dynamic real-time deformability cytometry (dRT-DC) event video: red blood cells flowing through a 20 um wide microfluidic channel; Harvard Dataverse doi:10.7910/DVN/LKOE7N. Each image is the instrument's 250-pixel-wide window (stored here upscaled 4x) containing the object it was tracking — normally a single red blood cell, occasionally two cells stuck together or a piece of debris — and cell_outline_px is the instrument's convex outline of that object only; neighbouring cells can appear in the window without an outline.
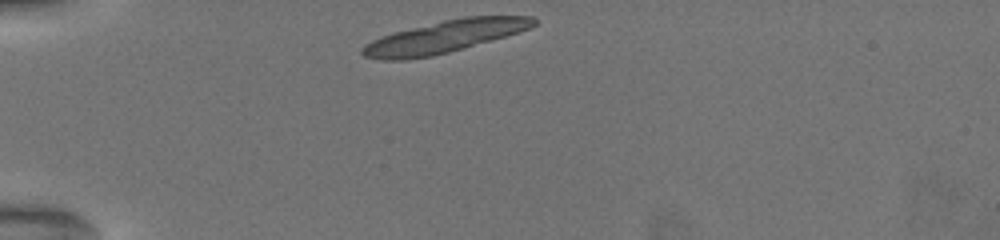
{"species": "common noctule bat (a hibernating species)", "species_latin": "Nyctalus noctula", "temperature_condition": "warm", "stored_images_in_passage": 7, "camera_frame_rate_fps": 3000, "um_per_image_px": 0.085, "animal": {"sex": "female", "body_mass_g": 19.5, "forearm_length_mm": 54.1}, "frame": {"image": 1, "passage_image": 1, "time_ms": 0.0, "image_size_px": [1000, 240], "cell_outline_px": [[536, 24], [520, 32], [464, 48], [432, 56], [404, 60], [380, 60], [364, 56], [360, 52], [360, 48], [364, 44], [380, 36], [444, 20], [464, 16], [532, 16], [536, 20]], "centroid_in_image_um": [37.75, 3.13], "position_along_channel_um": 47.3, "area_um2": 31.96}}